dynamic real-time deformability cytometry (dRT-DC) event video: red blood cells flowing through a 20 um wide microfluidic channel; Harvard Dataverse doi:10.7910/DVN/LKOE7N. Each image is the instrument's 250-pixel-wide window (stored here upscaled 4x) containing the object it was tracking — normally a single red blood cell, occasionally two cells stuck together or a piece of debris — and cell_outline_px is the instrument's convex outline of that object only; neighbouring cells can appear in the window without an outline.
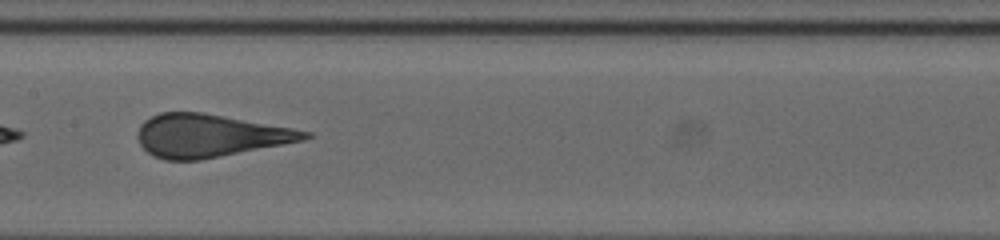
{"species": "human", "species_latin": "Homo sapiens", "temperature_condition": "cold", "stored_images_in_passage": 49, "camera_frame_rate_fps": 3000, "um_per_image_px": 0.085, "donor": {"sex": "female"}, "frame": {"image": 1, "passage_image": 27, "time_ms": 8.667, "image_size_px": [1000, 240], "cell_outline_px": [[312, 136], [304, 140], [200, 160], [164, 160], [152, 156], [140, 144], [136, 136], [140, 124], [144, 120], [160, 112], [200, 112], [292, 128], [312, 132]], "centroid_in_image_um": [17.78, 11.53], "position_along_channel_um": 189.6, "area_um2": 41.44}}
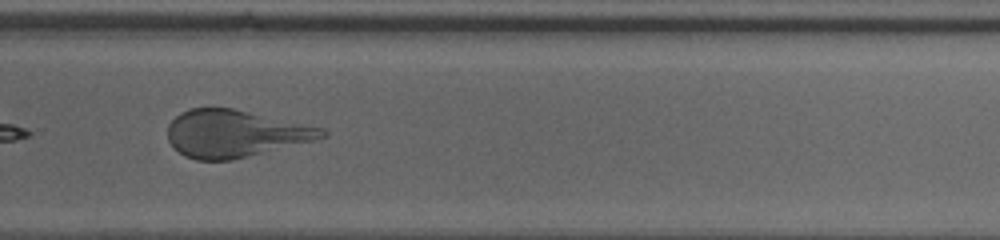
{"frame": {"image": 2, "passage_image": 36, "time_ms": 11.667, "image_size_px": [1000, 240], "cell_outline_px": [[328, 136], [232, 160], [196, 160], [184, 156], [172, 148], [168, 140], [168, 124], [180, 112], [188, 108], [232, 108], [324, 128], [328, 132]], "centroid_in_image_um": [19.91, 11.35], "position_along_channel_um": 309.9, "area_um2": 42.19}}